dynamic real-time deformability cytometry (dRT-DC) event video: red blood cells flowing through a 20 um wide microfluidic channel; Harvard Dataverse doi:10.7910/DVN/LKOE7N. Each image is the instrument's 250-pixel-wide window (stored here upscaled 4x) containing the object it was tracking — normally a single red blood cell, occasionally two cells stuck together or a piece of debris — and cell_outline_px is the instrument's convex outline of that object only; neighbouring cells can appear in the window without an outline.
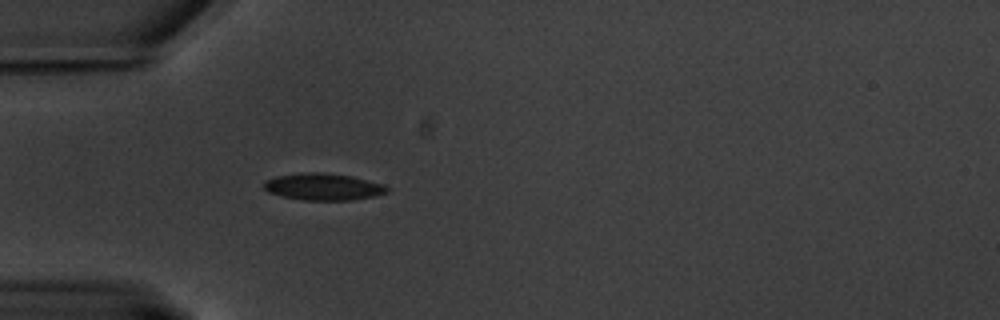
{"species": "common noctule bat (a hibernating species)", "species_latin": "Nyctalus noctula", "temperature_condition": "warm", "stored_images_in_passage": 60, "camera_frame_rate_fps": 3000, "um_per_image_px": 0.085, "animal": {"sex": "male", "body_mass_g": 20.1, "forearm_length_mm": 53.5}, "frame": {"image": 1, "passage_image": 18, "time_ms": 5.667, "image_size_px": [1000, 320], "cell_outline_px": [[388, 188], [384, 192], [372, 196], [348, 200], [304, 200], [284, 196], [268, 192], [264, 188], [264, 180], [276, 176], [312, 172], [352, 176], [380, 184]], "centroid_in_image_um": [27.4, 15.88], "position_along_channel_um": 57.6, "area_um2": 18.61}}
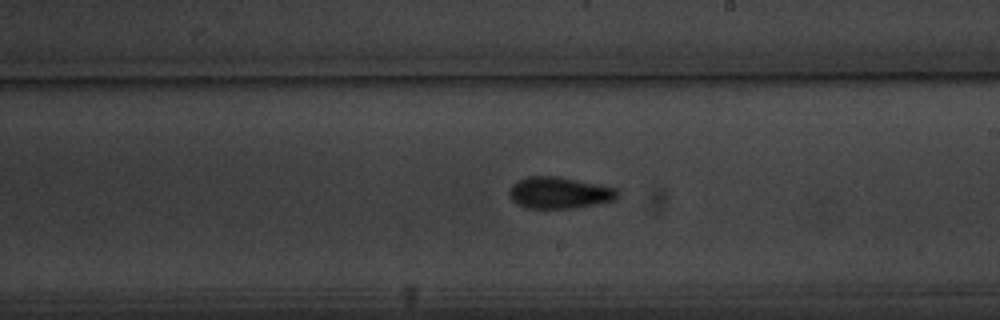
{"frame": {"image": 2, "passage_image": 35, "time_ms": 11.333, "image_size_px": [1000, 320], "cell_outline_px": [[620, 192], [612, 200], [572, 208], [528, 208], [512, 200], [512, 184], [528, 176], [556, 176], [616, 188]], "centroid_in_image_um": [47.55, 16.38], "position_along_channel_um": 241.5, "area_um2": 19.19}}
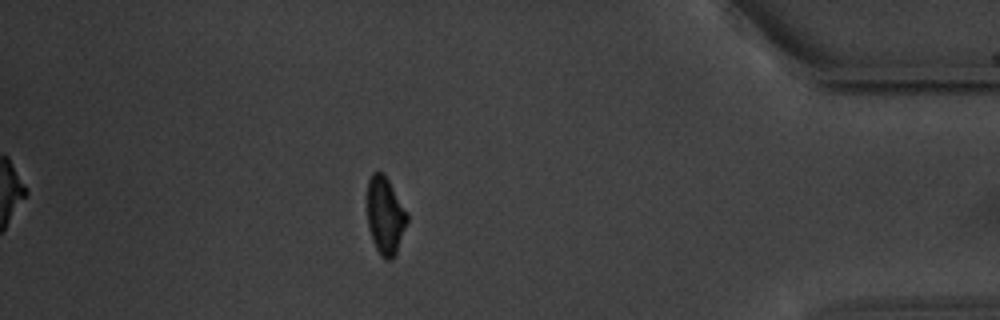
{"frame": {"image": 3, "passage_image": 53, "time_ms": 17.333, "image_size_px": [1000, 320], "cell_outline_px": [[408, 220], [396, 252], [392, 260], [384, 260], [380, 256], [372, 240], [368, 224], [368, 180], [372, 172], [380, 172], [388, 180], [408, 216]], "centroid_in_image_um": [32.73, 18.38], "position_along_channel_um": 402.5, "area_um2": 17.57}, "authors_computed_cell_mechanics": {"area_um2": 18.0336, "velocity_mm_per_s": 3.3322, "shape_relaxation_time_tau1_ms": 4.612, "shape_relaxation_time_tau2_ms": 2.1321, "deformation_change_tau1": 0.1364, "deformation_change_tau2": 0.0819}}